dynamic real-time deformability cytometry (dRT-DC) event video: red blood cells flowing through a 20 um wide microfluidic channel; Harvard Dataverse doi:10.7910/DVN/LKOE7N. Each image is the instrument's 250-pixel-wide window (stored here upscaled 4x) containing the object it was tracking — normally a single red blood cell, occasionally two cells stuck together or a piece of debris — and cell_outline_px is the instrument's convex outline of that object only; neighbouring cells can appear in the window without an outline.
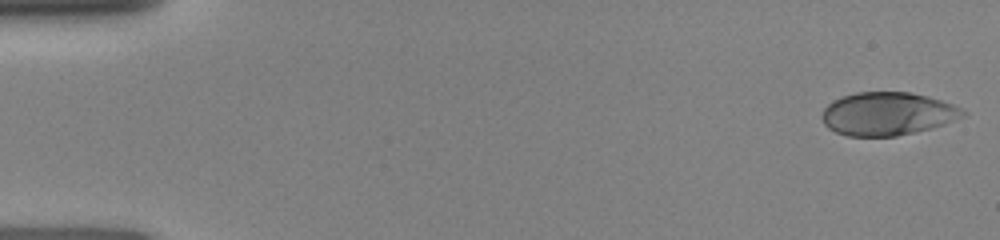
{"species": "human", "species_latin": "Homo sapiens", "temperature_condition": "room temperature", "stored_images_in_passage": 8, "camera_frame_rate_fps": 3000, "um_per_image_px": 0.085, "donor": {"sex": "female"}, "frame": {"image": 1, "passage_image": 1, "time_ms": 0.0, "image_size_px": [1000, 240], "cell_outline_px": [[968, 112], [964, 116], [944, 124], [896, 136], [848, 136], [836, 132], [828, 128], [824, 124], [820, 116], [824, 108], [832, 100], [856, 92], [908, 92], [928, 96], [952, 104]], "centroid_in_image_um": [75.4, 9.66], "position_along_channel_um": 9.6, "area_um2": 35.26}}
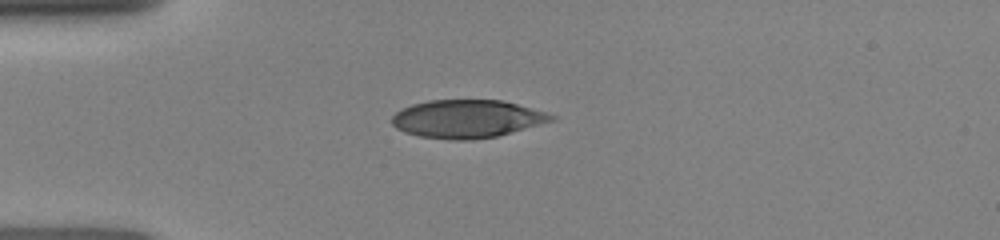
{"frame": {"image": 2, "passage_image": 7, "time_ms": 3.667, "image_size_px": [1000, 240], "cell_outline_px": [[556, 120], [496, 136], [472, 140], [452, 140], [420, 136], [404, 132], [396, 128], [392, 124], [392, 116], [400, 108], [412, 104], [428, 100], [500, 100], [516, 104], [544, 112], [556, 116]], "centroid_in_image_um": [39.65, 10.1], "position_along_channel_um": 45.3, "area_um2": 35.2}}